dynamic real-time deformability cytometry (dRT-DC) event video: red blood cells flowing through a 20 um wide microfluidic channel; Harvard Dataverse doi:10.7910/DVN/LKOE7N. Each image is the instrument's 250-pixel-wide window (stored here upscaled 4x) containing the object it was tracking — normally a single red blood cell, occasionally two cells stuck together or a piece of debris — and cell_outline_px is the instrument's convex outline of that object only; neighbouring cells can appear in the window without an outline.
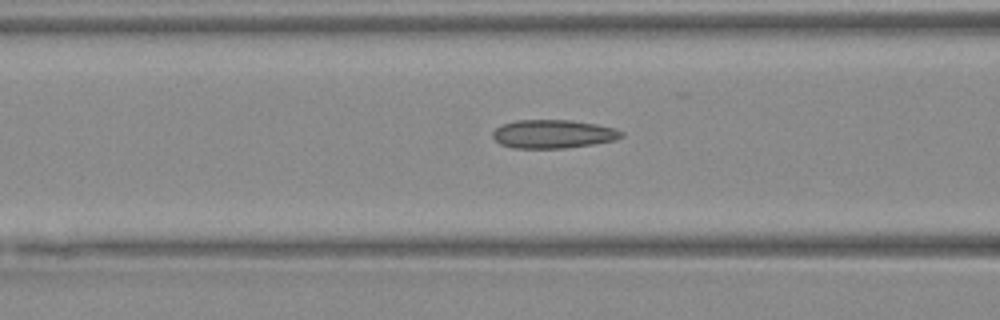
{"species": "Egyptian fruit bat (a non-hibernating species)", "species_latin": "Rousettus aegyptiacus", "temperature_condition": "warm", "stored_images_in_passage": 21, "camera_frame_rate_fps": 3000, "um_per_image_px": 0.085, "animal": {"sex": "female"}, "frame": {"image": 1, "passage_image": 10, "time_ms": 3.0, "image_size_px": [1000, 320], "cell_outline_px": [[624, 136], [612, 140], [592, 144], [564, 148], [512, 148], [500, 144], [492, 136], [492, 132], [500, 124], [516, 120], [572, 120], [596, 124], [616, 128], [624, 132]], "centroid_in_image_um": [46.99, 11.38], "position_along_channel_um": 119.6, "area_um2": 21.44}}
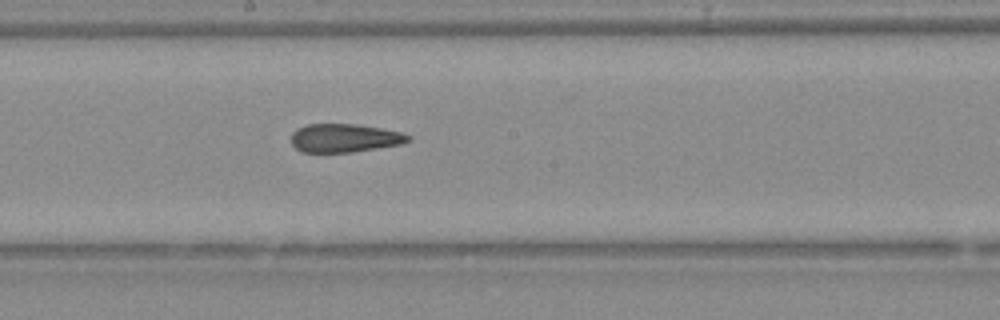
{"frame": {"image": 2, "passage_image": 17, "time_ms": 5.333, "image_size_px": [1000, 320], "cell_outline_px": [[412, 136], [408, 140], [400, 144], [352, 152], [300, 152], [292, 144], [292, 132], [296, 128], [308, 124], [356, 124], [404, 132]], "centroid_in_image_um": [29.27, 11.72], "position_along_channel_um": 218.9, "area_um2": 19.36}}
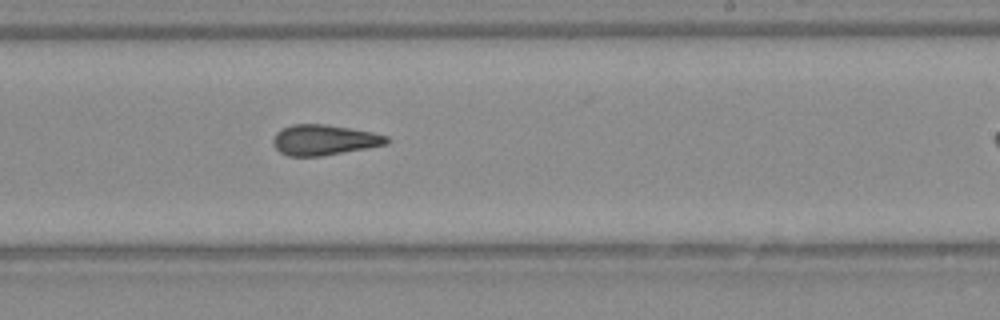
{"frame": {"image": 3, "passage_image": 20, "time_ms": 6.333, "image_size_px": [1000, 320], "cell_outline_px": [[388, 144], [368, 148], [320, 156], [288, 156], [280, 152], [272, 144], [272, 140], [276, 132], [280, 128], [292, 124], [324, 124], [372, 132], [388, 136]], "centroid_in_image_um": [27.51, 11.89], "position_along_channel_um": 261.5, "area_um2": 20.17}}